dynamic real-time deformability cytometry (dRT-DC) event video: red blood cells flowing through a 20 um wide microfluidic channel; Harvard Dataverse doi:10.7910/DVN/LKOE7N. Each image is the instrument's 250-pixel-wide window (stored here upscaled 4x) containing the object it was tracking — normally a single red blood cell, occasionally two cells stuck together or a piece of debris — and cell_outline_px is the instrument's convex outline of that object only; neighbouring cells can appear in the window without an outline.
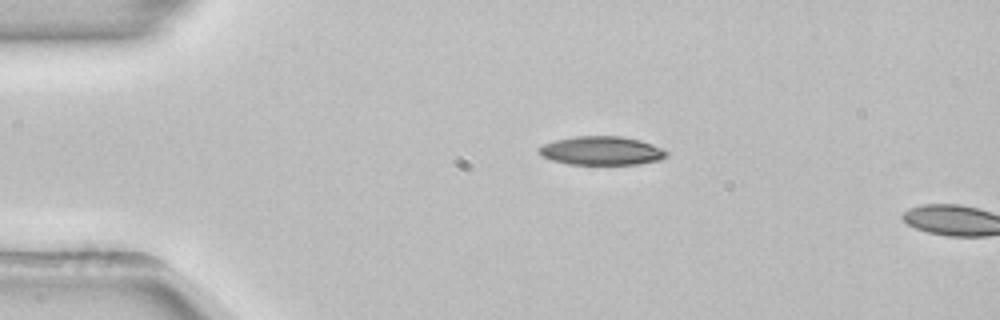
{"species": "common noctule bat (a hibernating species)", "species_latin": "Nyctalus noctula", "temperature_condition": "room temperature", "stored_images_in_passage": 3, "camera_frame_rate_fps": 3000, "um_per_image_px": 0.085, "animal": {"sex": "female", "body_mass_g": 22.7, "forearm_length_mm": 54.2}, "frame": {"image": 1, "passage_image": 1, "time_ms": 0.0, "image_size_px": [1000, 320], "cell_outline_px": [[668, 156], [660, 160], [636, 164], [568, 164], [552, 160], [540, 156], [536, 152], [536, 148], [544, 144], [556, 140], [576, 136], [620, 136], [640, 140], [664, 148], [668, 152]], "centroid_in_image_um": [51.12, 12.81], "position_along_channel_um": 33.9, "area_um2": 21.5}}